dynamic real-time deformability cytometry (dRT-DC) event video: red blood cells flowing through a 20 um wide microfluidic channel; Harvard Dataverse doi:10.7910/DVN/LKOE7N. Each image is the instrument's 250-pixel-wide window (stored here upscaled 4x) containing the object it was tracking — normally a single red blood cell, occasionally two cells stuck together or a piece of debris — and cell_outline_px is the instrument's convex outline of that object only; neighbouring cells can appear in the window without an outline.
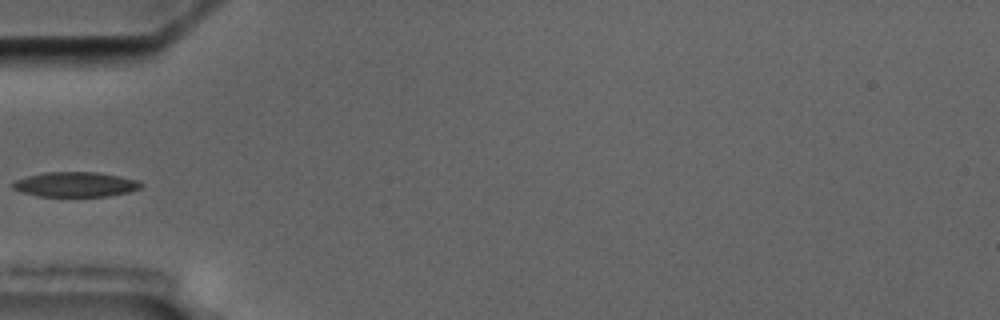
{"species": "common noctule bat (a hibernating species)", "species_latin": "Nyctalus noctula", "temperature_condition": "cold", "stored_images_in_passage": 5, "camera_frame_rate_fps": 3000, "um_per_image_px": 0.085, "animal": {"sex": "male", "body_mass_g": 17.5, "forearm_length_mm": 52.3}, "frame": {"image": 1, "passage_image": 5, "time_ms": 4.667, "image_size_px": [1000, 320], "cell_outline_px": [[144, 184], [140, 188], [128, 192], [108, 196], [40, 196], [24, 192], [12, 188], [12, 184], [16, 180], [28, 176], [44, 172], [96, 172], [120, 176], [140, 180]], "centroid_in_image_um": [6.47, 15.67], "position_along_channel_um": 78.5, "area_um2": 18.5}}